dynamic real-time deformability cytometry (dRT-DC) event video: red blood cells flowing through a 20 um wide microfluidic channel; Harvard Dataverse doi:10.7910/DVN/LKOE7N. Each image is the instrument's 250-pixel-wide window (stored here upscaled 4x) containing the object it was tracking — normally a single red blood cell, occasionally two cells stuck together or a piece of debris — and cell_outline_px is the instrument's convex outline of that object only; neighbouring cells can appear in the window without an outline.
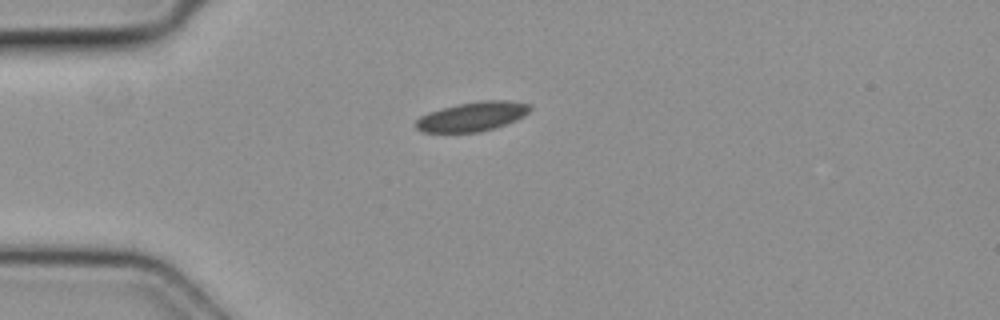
{"species": "common noctule bat (a hibernating species)", "species_latin": "Nyctalus noctula", "temperature_condition": "cold", "stored_images_in_passage": 3, "camera_frame_rate_fps": 3000, "um_per_image_px": 0.085, "animal": {"sex": "female", "body_mass_g": 19.3, "forearm_length_mm": 54.1}, "frame": {"image": 1, "passage_image": 1, "time_ms": 0.0, "image_size_px": [1000, 320], "cell_outline_px": [[532, 108], [524, 116], [516, 120], [492, 128], [476, 132], [424, 132], [416, 128], [416, 120], [420, 116], [428, 112], [460, 104], [480, 100], [508, 100], [532, 104]], "centroid_in_image_um": [40.18, 9.89], "position_along_channel_um": 44.8, "area_um2": 19.31}}
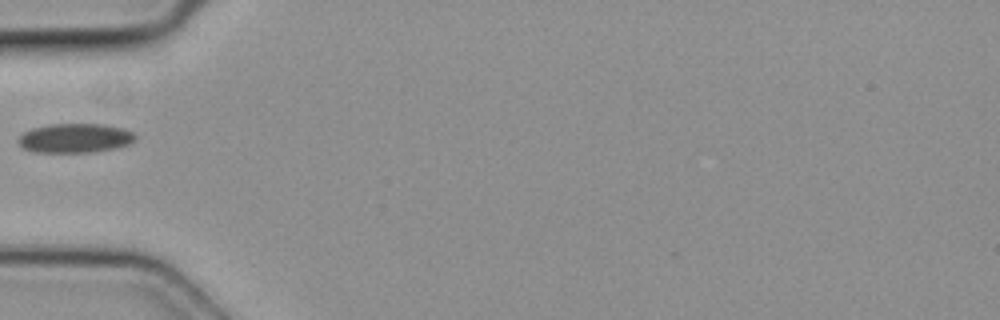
{"frame": {"image": 2, "passage_image": 2, "time_ms": 0.333, "image_size_px": [1000, 320], "cell_outline_px": [[136, 140], [128, 144], [116, 148], [92, 152], [32, 152], [24, 148], [16, 140], [24, 132], [32, 128], [48, 124], [104, 124], [124, 128], [132, 132], [136, 136]], "centroid_in_image_um": [6.38, 11.73], "position_along_channel_um": 78.6, "area_um2": 20.06}}
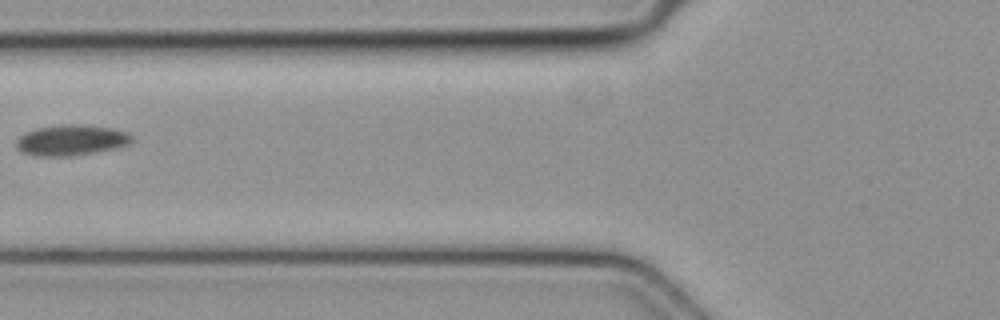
{"frame": {"image": 3, "passage_image": 3, "time_ms": 0.667, "image_size_px": [1000, 320], "cell_outline_px": [[132, 140], [128, 144], [116, 148], [68, 156], [36, 156], [20, 152], [16, 148], [16, 140], [24, 132], [36, 128], [68, 124], [80, 124], [112, 128], [128, 132], [132, 136]], "centroid_in_image_um": [6.01, 11.91], "position_along_channel_um": 119.8, "area_um2": 20.63}}